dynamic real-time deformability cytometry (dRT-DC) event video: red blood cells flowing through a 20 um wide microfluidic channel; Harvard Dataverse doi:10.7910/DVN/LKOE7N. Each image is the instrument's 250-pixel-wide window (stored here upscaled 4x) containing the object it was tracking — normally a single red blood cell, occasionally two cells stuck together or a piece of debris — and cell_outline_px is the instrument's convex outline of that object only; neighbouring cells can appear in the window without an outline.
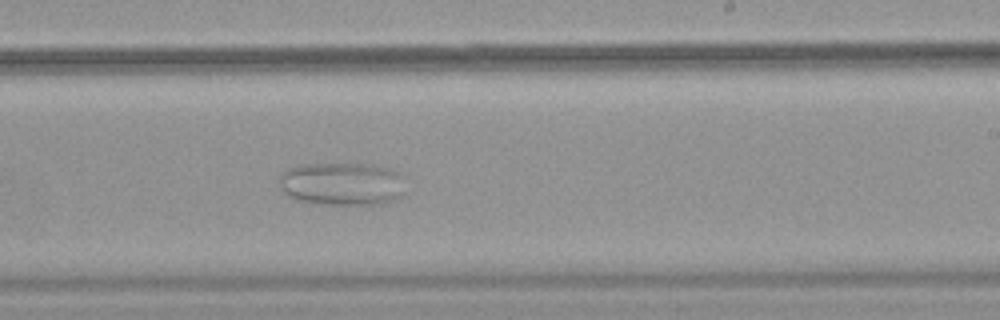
{"species": "common noctule bat (a hibernating species)", "species_latin": "Nyctalus noctula", "temperature_condition": "warm", "stored_images_in_passage": 49, "camera_frame_rate_fps": 3000, "um_per_image_px": 0.085, "animal": {"sex": "female", "body_mass_g": 18.4}, "frame": {"image": 1, "passage_image": 35, "time_ms": 11.333, "image_size_px": [1000, 320], "cell_outline_px": [[404, 192], [400, 196], [392, 200], [380, 204], [320, 204], [296, 200], [288, 196], [284, 192], [280, 184], [280, 172], [288, 168], [300, 164], [372, 164], [392, 168], [400, 172]], "centroid_in_image_um": [29.06, 15.61], "position_along_channel_um": 259.9, "area_um2": 31.91}}